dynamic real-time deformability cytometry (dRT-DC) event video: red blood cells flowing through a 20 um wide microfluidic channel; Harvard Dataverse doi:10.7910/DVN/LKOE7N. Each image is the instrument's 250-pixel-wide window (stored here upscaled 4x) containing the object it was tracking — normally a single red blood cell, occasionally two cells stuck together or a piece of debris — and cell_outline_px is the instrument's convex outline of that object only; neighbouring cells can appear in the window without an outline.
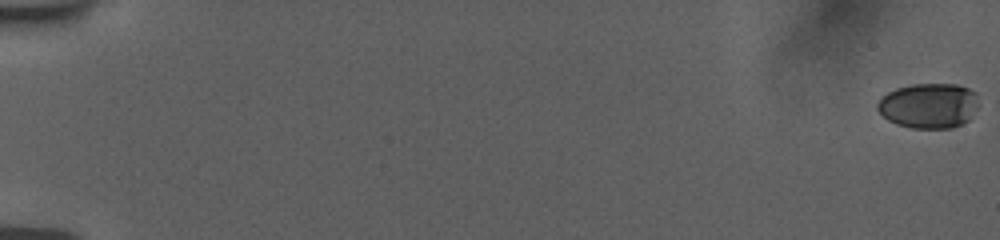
{"species": "human", "species_latin": "Homo sapiens", "temperature_condition": "room temperature", "stored_images_in_passage": 57, "camera_frame_rate_fps": 3000, "um_per_image_px": 0.085, "donor": {"sex": "female"}, "frame": {"image": 1, "passage_image": 1, "time_ms": 0.0, "image_size_px": [1000, 240], "cell_outline_px": [[980, 104], [968, 120], [952, 128], [912, 128], [896, 124], [888, 120], [876, 108], [876, 104], [888, 92], [896, 88], [912, 84], [956, 84], [968, 88], [976, 92]], "centroid_in_image_um": [78.97, 8.97], "position_along_channel_um": 6.0, "area_um2": 26.7}}
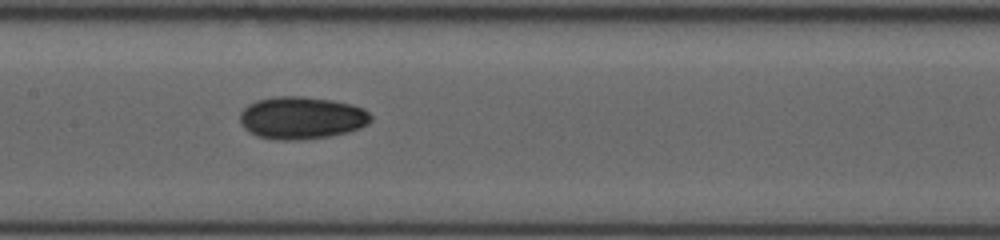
{"frame": {"image": 2, "passage_image": 31, "time_ms": 10.0, "image_size_px": [1000, 240], "cell_outline_px": [[372, 120], [368, 124], [360, 128], [348, 132], [328, 136], [304, 140], [276, 140], [256, 136], [248, 132], [240, 124], [240, 112], [248, 104], [256, 100], [276, 96], [304, 96], [332, 100], [352, 104], [364, 108], [372, 116]], "centroid_in_image_um": [25.63, 10.02], "position_along_channel_um": 181.8, "area_um2": 32.83}}
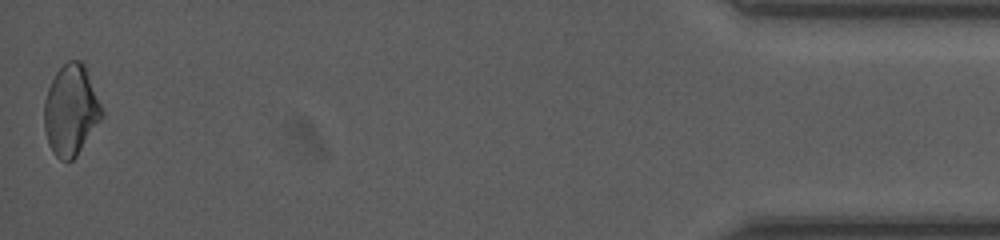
{"frame": {"image": 3, "passage_image": 57, "time_ms": 18.667, "image_size_px": [1000, 240], "cell_outline_px": [[104, 116], [76, 156], [72, 160], [60, 160], [52, 152], [48, 144], [44, 128], [44, 100], [48, 88], [56, 72], [68, 60], [80, 60], [84, 64], [104, 112]], "centroid_in_image_um": [6.02, 9.38], "position_along_channel_um": 429.2, "area_um2": 30.4}, "authors_computed_cell_mechanics": {"area_um2": 29.9404, "velocity_mm_per_s": 3.7904, "shape_relaxation_time_tau1_ms": 7.5855, "shape_relaxation_time_tau2_ms": 4.6366, "deformation_change_tau1": 0.1554, "deformation_change_tau2": 0.0569}}